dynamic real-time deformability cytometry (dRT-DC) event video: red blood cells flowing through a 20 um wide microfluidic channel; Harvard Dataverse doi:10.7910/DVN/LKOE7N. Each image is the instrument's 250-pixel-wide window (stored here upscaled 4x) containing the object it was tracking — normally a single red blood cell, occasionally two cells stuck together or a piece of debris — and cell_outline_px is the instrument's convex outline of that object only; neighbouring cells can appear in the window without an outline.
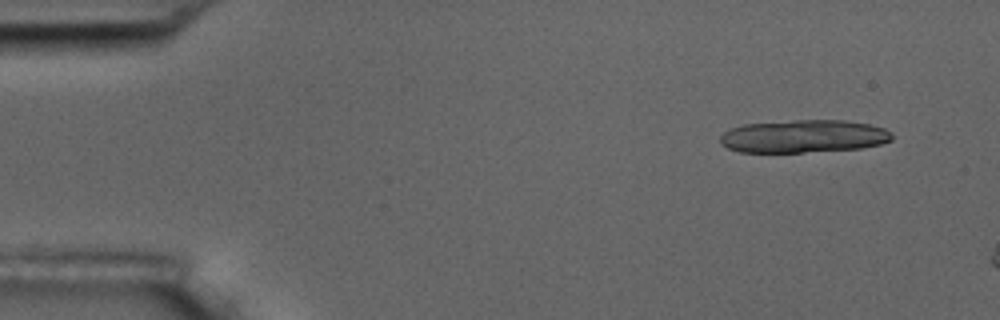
{"species": "common noctule bat (a hibernating species)", "species_latin": "Nyctalus noctula", "temperature_condition": "room temperature", "stored_images_in_passage": 7, "camera_frame_rate_fps": 3000, "um_per_image_px": 0.085, "animal": {"sex": "male", "body_mass_g": 17.5, "forearm_length_mm": 52.3}, "frame": {"image": 1, "passage_image": 1, "time_ms": 0.0, "image_size_px": [1000, 320], "cell_outline_px": [[892, 140], [880, 144], [860, 148], [804, 152], [740, 152], [728, 148], [720, 144], [720, 136], [724, 132], [732, 128], [744, 124], [792, 120], [844, 120], [868, 124], [884, 128], [892, 132]], "centroid_in_image_um": [68.3, 11.58], "position_along_channel_um": 16.7, "area_um2": 32.89}}